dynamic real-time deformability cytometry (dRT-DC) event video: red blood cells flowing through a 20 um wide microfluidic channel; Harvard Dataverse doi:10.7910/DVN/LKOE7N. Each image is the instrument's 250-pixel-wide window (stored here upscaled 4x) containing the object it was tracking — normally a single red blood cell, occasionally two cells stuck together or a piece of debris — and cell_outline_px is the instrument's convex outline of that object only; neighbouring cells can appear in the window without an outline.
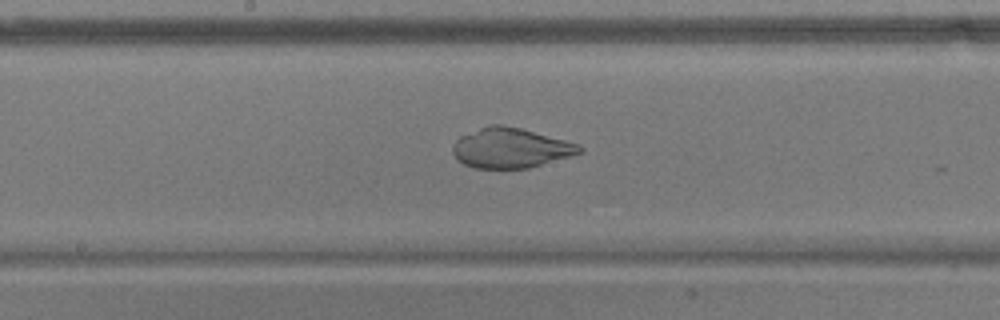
{"species": "common noctule bat (a hibernating species)", "species_latin": "Nyctalus noctula", "temperature_condition": "warm", "stored_images_in_passage": 33, "camera_frame_rate_fps": 3000, "um_per_image_px": 0.085, "animal": {"sex": "male", "body_mass_g": 17.9}, "frame": {"image": 1, "passage_image": 28, "time_ms": 9.0, "image_size_px": [1000, 320], "cell_outline_px": [[584, 152], [528, 168], [472, 168], [456, 160], [452, 152], [452, 144], [460, 136], [480, 128], [492, 124], [500, 124], [520, 128], [580, 144], [584, 148]], "centroid_in_image_um": [43.38, 12.58], "position_along_channel_um": 204.8, "area_um2": 29.54}}